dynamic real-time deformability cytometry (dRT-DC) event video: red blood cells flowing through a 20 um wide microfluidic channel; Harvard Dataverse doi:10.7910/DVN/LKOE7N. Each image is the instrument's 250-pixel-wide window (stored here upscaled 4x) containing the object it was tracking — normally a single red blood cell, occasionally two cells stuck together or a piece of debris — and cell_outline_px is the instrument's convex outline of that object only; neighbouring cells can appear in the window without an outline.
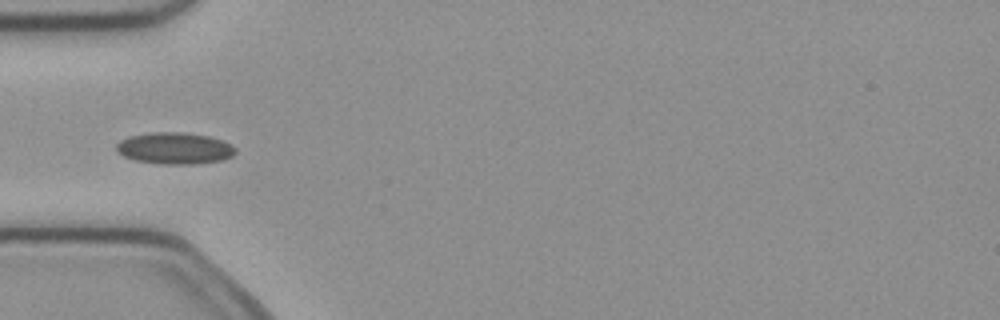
{"species": "common noctule bat (a hibernating species)", "species_latin": "Nyctalus noctula", "temperature_condition": "cold", "stored_images_in_passage": 4, "camera_frame_rate_fps": 3000, "um_per_image_px": 0.085, "animal": {"sex": "female", "body_mass_g": 21.9}, "frame": {"image": 1, "passage_image": 4, "time_ms": 1.0, "image_size_px": [1000, 320], "cell_outline_px": [[236, 152], [232, 156], [220, 160], [196, 164], [160, 164], [136, 160], [124, 156], [116, 152], [116, 144], [120, 140], [128, 136], [148, 132], [184, 132], [208, 136], [220, 140], [236, 148]], "centroid_in_image_um": [14.8, 12.6], "position_along_channel_um": 70.2, "area_um2": 21.96}}